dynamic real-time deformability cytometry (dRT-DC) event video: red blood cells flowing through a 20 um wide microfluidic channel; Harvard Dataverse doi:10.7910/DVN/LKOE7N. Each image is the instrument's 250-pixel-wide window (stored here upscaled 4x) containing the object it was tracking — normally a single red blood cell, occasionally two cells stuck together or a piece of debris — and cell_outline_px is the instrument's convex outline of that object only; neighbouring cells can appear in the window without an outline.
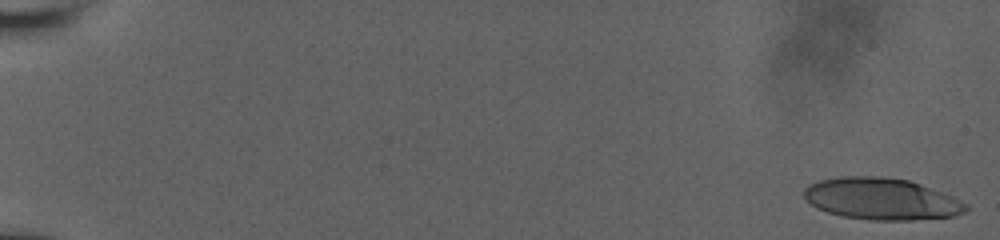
{"species": "human", "species_latin": "Homo sapiens", "temperature_condition": "room temperature", "stored_images_in_passage": 35, "camera_frame_rate_fps": 3000, "um_per_image_px": 0.085, "donor": {"sex": "male"}, "frame": {"image": 1, "passage_image": 1, "time_ms": 0.0, "image_size_px": [1000, 240], "cell_outline_px": [[968, 208], [964, 212], [956, 216], [912, 220], [872, 220], [844, 216], [828, 212], [816, 208], [804, 196], [804, 188], [808, 184], [820, 180], [840, 176], [880, 176], [908, 180], [920, 184], [952, 196], [968, 204]], "centroid_in_image_um": [74.93, 16.9], "position_along_channel_um": 10.1, "area_um2": 39.3}}
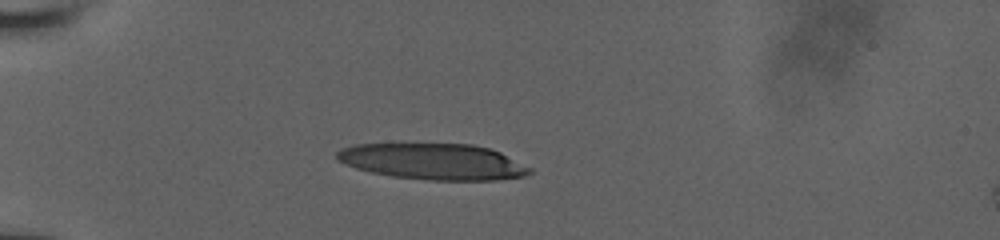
{"frame": {"image": 2, "passage_image": 24, "time_ms": 5.333, "image_size_px": [1000, 240], "cell_outline_px": [[532, 172], [524, 176], [496, 180], [428, 180], [392, 176], [372, 172], [356, 168], [340, 160], [336, 156], [336, 152], [340, 148], [356, 144], [472, 144], [488, 148], [500, 152], [532, 168]], "centroid_in_image_um": [36.85, 13.73], "position_along_channel_um": 48.2, "area_um2": 40.34}}
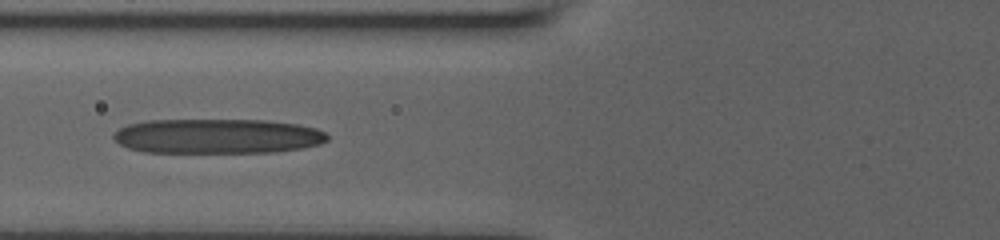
{"frame": {"image": 3, "passage_image": 34, "time_ms": 7.667, "image_size_px": [1000, 240], "cell_outline_px": [[328, 140], [320, 144], [304, 148], [276, 152], [144, 152], [128, 148], [120, 144], [112, 136], [120, 128], [128, 124], [144, 120], [268, 120], [296, 124], [316, 128], [324, 132], [328, 136]], "centroid_in_image_um": [18.49, 11.57], "position_along_channel_um": 107.3, "area_um2": 43.47}}